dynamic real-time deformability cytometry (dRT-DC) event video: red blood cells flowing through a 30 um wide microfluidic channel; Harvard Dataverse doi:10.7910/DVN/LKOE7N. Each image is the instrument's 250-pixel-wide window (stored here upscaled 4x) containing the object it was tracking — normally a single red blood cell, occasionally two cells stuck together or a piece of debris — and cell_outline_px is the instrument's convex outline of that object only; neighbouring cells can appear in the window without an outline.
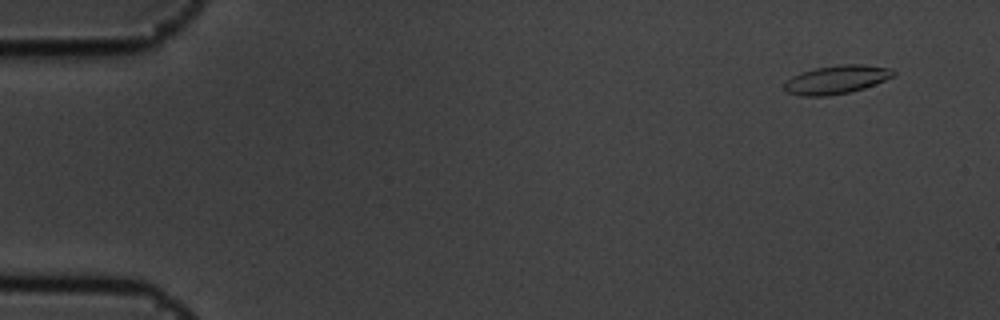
{"species": "common noctule bat (a hibernating species)", "species_latin": "Nyctalus noctula", "temperature_condition": "cold", "stored_images_in_passage": 5, "camera_frame_rate_fps": 3000, "um_per_image_px": 0.085, "animal": {"sex": "male", "body_mass_g": 19.5, "forearm_length_mm": 54.6}, "frame": {"image": 1, "passage_image": 1, "time_ms": 0.0, "image_size_px": [1000, 320], "cell_outline_px": [[896, 72], [892, 76], [884, 80], [864, 88], [848, 92], [828, 96], [800, 96], [788, 92], [784, 88], [784, 84], [792, 76], [800, 72], [816, 68], [840, 64], [864, 64], [888, 68]], "centroid_in_image_um": [71.07, 6.76], "position_along_channel_um": 13.9, "area_um2": 17.92}}
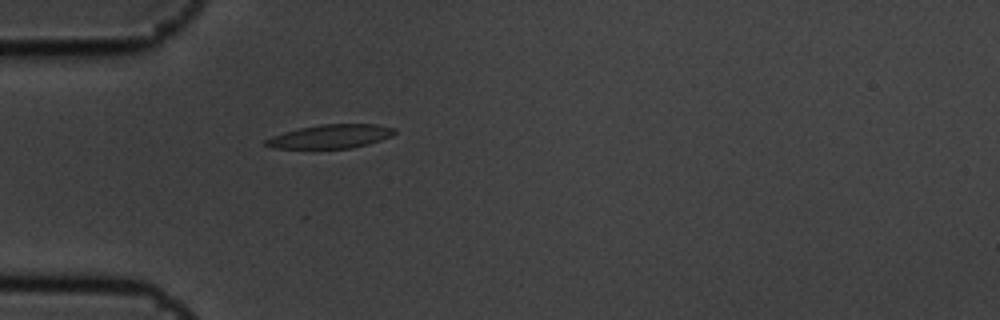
{"frame": {"image": 2, "passage_image": 5, "time_ms": 1.333, "image_size_px": [1000, 320], "cell_outline_px": [[396, 132], [392, 136], [368, 144], [352, 148], [272, 148], [264, 144], [264, 140], [272, 136], [284, 132], [300, 128], [320, 124], [376, 124], [396, 128]], "centroid_in_image_um": [28.12, 11.59], "position_along_channel_um": 56.9, "area_um2": 17.8}}